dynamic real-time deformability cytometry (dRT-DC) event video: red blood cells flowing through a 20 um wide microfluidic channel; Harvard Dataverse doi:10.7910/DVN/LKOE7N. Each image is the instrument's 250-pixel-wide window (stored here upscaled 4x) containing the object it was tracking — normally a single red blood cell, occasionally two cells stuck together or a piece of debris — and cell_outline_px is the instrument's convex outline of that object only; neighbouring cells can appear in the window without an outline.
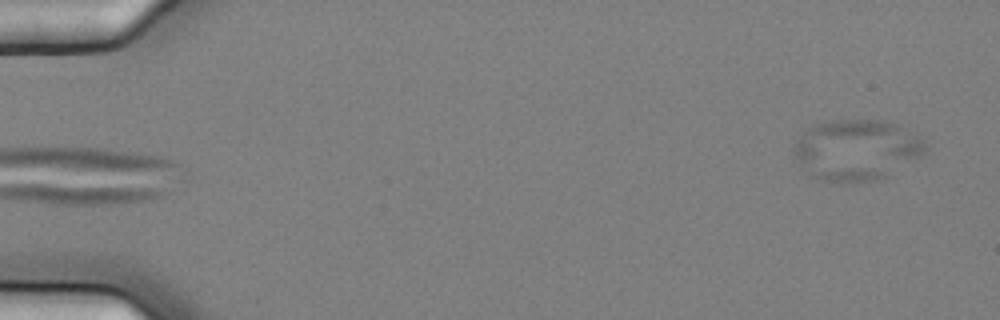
{"species": "common noctule bat (a hibernating species)", "species_latin": "Nyctalus noctula", "temperature_condition": "cold", "stored_images_in_passage": 9, "camera_frame_rate_fps": 3000, "um_per_image_px": 0.085, "animal": {"sex": "female", "body_mass_g": 25.1}, "frame": {"image": 1, "passage_image": 1, "time_ms": 0.0, "image_size_px": [1000, 320], "cell_outline_px": [[928, 148], [920, 156], [888, 176], [876, 180], [856, 184], [840, 184], [824, 180], [812, 176], [800, 168], [792, 156], [792, 148], [796, 140], [808, 128], [816, 124], [832, 120], [884, 120], [900, 124], [916, 136]], "centroid_in_image_um": [72.74, 12.77], "position_along_channel_um": 12.3, "area_um2": 47.22}}
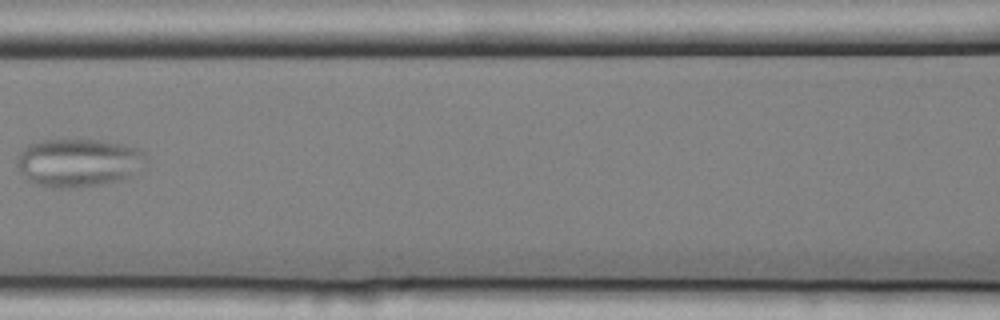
{"frame": {"image": 2, "passage_image": 8, "time_ms": 2.333, "image_size_px": [1000, 320], "cell_outline_px": [[148, 164], [120, 180], [100, 184], [76, 188], [52, 188], [36, 184], [28, 180], [20, 172], [16, 164], [16, 156], [28, 144], [40, 140], [96, 140], [120, 144], [140, 148], [144, 152], [148, 160]], "centroid_in_image_um": [6.65, 13.82], "position_along_channel_um": 160.0, "area_um2": 36.47}}
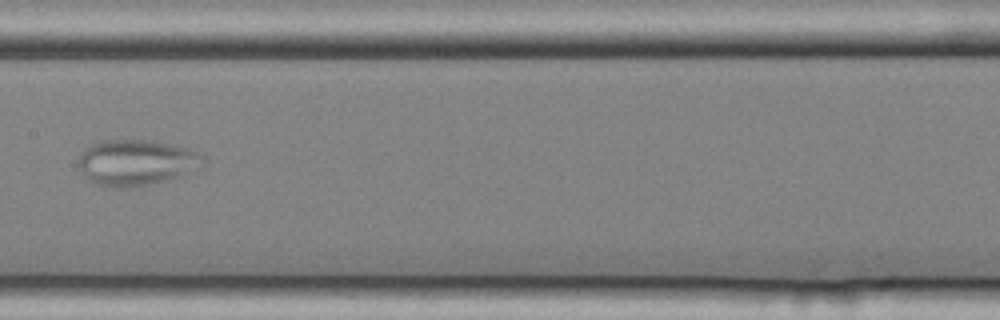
{"frame": {"image": 3, "passage_image": 9, "time_ms": 2.667, "image_size_px": [1000, 320], "cell_outline_px": [[204, 164], [176, 176], [148, 184], [120, 188], [108, 188], [92, 180], [80, 168], [80, 152], [84, 148], [100, 140], [152, 140], [172, 144], [188, 148], [204, 156]], "centroid_in_image_um": [11.56, 13.77], "position_along_channel_um": 195.8, "area_um2": 32.54}}